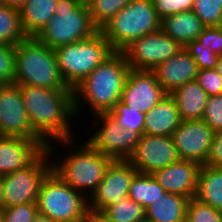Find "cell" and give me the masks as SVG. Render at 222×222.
Returning a JSON list of instances; mask_svg holds the SVG:
<instances>
[{
	"label": "cell",
	"instance_id": "cell-40",
	"mask_svg": "<svg viewBox=\"0 0 222 222\" xmlns=\"http://www.w3.org/2000/svg\"><path fill=\"white\" fill-rule=\"evenodd\" d=\"M204 165L222 167V129L215 132L210 153Z\"/></svg>",
	"mask_w": 222,
	"mask_h": 222
},
{
	"label": "cell",
	"instance_id": "cell-30",
	"mask_svg": "<svg viewBox=\"0 0 222 222\" xmlns=\"http://www.w3.org/2000/svg\"><path fill=\"white\" fill-rule=\"evenodd\" d=\"M109 114L123 129L136 131L140 136L144 134L145 113L128 109L122 101H118Z\"/></svg>",
	"mask_w": 222,
	"mask_h": 222
},
{
	"label": "cell",
	"instance_id": "cell-39",
	"mask_svg": "<svg viewBox=\"0 0 222 222\" xmlns=\"http://www.w3.org/2000/svg\"><path fill=\"white\" fill-rule=\"evenodd\" d=\"M198 40L218 56H222V26L205 27Z\"/></svg>",
	"mask_w": 222,
	"mask_h": 222
},
{
	"label": "cell",
	"instance_id": "cell-27",
	"mask_svg": "<svg viewBox=\"0 0 222 222\" xmlns=\"http://www.w3.org/2000/svg\"><path fill=\"white\" fill-rule=\"evenodd\" d=\"M25 38L20 11L0 4V44L16 46Z\"/></svg>",
	"mask_w": 222,
	"mask_h": 222
},
{
	"label": "cell",
	"instance_id": "cell-12",
	"mask_svg": "<svg viewBox=\"0 0 222 222\" xmlns=\"http://www.w3.org/2000/svg\"><path fill=\"white\" fill-rule=\"evenodd\" d=\"M137 169L128 160H113L95 191L88 197V209L102 212L129 194Z\"/></svg>",
	"mask_w": 222,
	"mask_h": 222
},
{
	"label": "cell",
	"instance_id": "cell-16",
	"mask_svg": "<svg viewBox=\"0 0 222 222\" xmlns=\"http://www.w3.org/2000/svg\"><path fill=\"white\" fill-rule=\"evenodd\" d=\"M165 95L153 71L130 69L120 101L127 105L128 109L146 114Z\"/></svg>",
	"mask_w": 222,
	"mask_h": 222
},
{
	"label": "cell",
	"instance_id": "cell-20",
	"mask_svg": "<svg viewBox=\"0 0 222 222\" xmlns=\"http://www.w3.org/2000/svg\"><path fill=\"white\" fill-rule=\"evenodd\" d=\"M181 122L174 97L166 94L145 114L144 134L172 136Z\"/></svg>",
	"mask_w": 222,
	"mask_h": 222
},
{
	"label": "cell",
	"instance_id": "cell-9",
	"mask_svg": "<svg viewBox=\"0 0 222 222\" xmlns=\"http://www.w3.org/2000/svg\"><path fill=\"white\" fill-rule=\"evenodd\" d=\"M53 143L55 142L48 144L25 168L3 175V208L37 203L41 183L52 170L51 158L55 154Z\"/></svg>",
	"mask_w": 222,
	"mask_h": 222
},
{
	"label": "cell",
	"instance_id": "cell-37",
	"mask_svg": "<svg viewBox=\"0 0 222 222\" xmlns=\"http://www.w3.org/2000/svg\"><path fill=\"white\" fill-rule=\"evenodd\" d=\"M196 81L208 96L222 94V77L216 69L198 70Z\"/></svg>",
	"mask_w": 222,
	"mask_h": 222
},
{
	"label": "cell",
	"instance_id": "cell-6",
	"mask_svg": "<svg viewBox=\"0 0 222 222\" xmlns=\"http://www.w3.org/2000/svg\"><path fill=\"white\" fill-rule=\"evenodd\" d=\"M80 146L73 145L72 149L75 147L76 151L65 154L63 160L52 161V171L88 198L100 184L113 159L103 155L88 141H83ZM76 147L80 149L77 150Z\"/></svg>",
	"mask_w": 222,
	"mask_h": 222
},
{
	"label": "cell",
	"instance_id": "cell-44",
	"mask_svg": "<svg viewBox=\"0 0 222 222\" xmlns=\"http://www.w3.org/2000/svg\"><path fill=\"white\" fill-rule=\"evenodd\" d=\"M215 69L220 74V76L222 77V56H219Z\"/></svg>",
	"mask_w": 222,
	"mask_h": 222
},
{
	"label": "cell",
	"instance_id": "cell-22",
	"mask_svg": "<svg viewBox=\"0 0 222 222\" xmlns=\"http://www.w3.org/2000/svg\"><path fill=\"white\" fill-rule=\"evenodd\" d=\"M171 95L177 103L182 121L202 120L209 96L196 80L182 85Z\"/></svg>",
	"mask_w": 222,
	"mask_h": 222
},
{
	"label": "cell",
	"instance_id": "cell-29",
	"mask_svg": "<svg viewBox=\"0 0 222 222\" xmlns=\"http://www.w3.org/2000/svg\"><path fill=\"white\" fill-rule=\"evenodd\" d=\"M131 0H92L88 3L93 24L100 30Z\"/></svg>",
	"mask_w": 222,
	"mask_h": 222
},
{
	"label": "cell",
	"instance_id": "cell-34",
	"mask_svg": "<svg viewBox=\"0 0 222 222\" xmlns=\"http://www.w3.org/2000/svg\"><path fill=\"white\" fill-rule=\"evenodd\" d=\"M37 214V203L13 205L3 208L2 222H33Z\"/></svg>",
	"mask_w": 222,
	"mask_h": 222
},
{
	"label": "cell",
	"instance_id": "cell-21",
	"mask_svg": "<svg viewBox=\"0 0 222 222\" xmlns=\"http://www.w3.org/2000/svg\"><path fill=\"white\" fill-rule=\"evenodd\" d=\"M205 27L192 10L165 16L161 20V30L182 47L198 39Z\"/></svg>",
	"mask_w": 222,
	"mask_h": 222
},
{
	"label": "cell",
	"instance_id": "cell-23",
	"mask_svg": "<svg viewBox=\"0 0 222 222\" xmlns=\"http://www.w3.org/2000/svg\"><path fill=\"white\" fill-rule=\"evenodd\" d=\"M58 0H27L20 11L27 37H37L56 14Z\"/></svg>",
	"mask_w": 222,
	"mask_h": 222
},
{
	"label": "cell",
	"instance_id": "cell-14",
	"mask_svg": "<svg viewBox=\"0 0 222 222\" xmlns=\"http://www.w3.org/2000/svg\"><path fill=\"white\" fill-rule=\"evenodd\" d=\"M0 136L42 140L32 129L19 86L0 85Z\"/></svg>",
	"mask_w": 222,
	"mask_h": 222
},
{
	"label": "cell",
	"instance_id": "cell-13",
	"mask_svg": "<svg viewBox=\"0 0 222 222\" xmlns=\"http://www.w3.org/2000/svg\"><path fill=\"white\" fill-rule=\"evenodd\" d=\"M179 159L172 136L143 134L127 160L138 172L152 175Z\"/></svg>",
	"mask_w": 222,
	"mask_h": 222
},
{
	"label": "cell",
	"instance_id": "cell-33",
	"mask_svg": "<svg viewBox=\"0 0 222 222\" xmlns=\"http://www.w3.org/2000/svg\"><path fill=\"white\" fill-rule=\"evenodd\" d=\"M184 48L194 58L198 70L216 68L219 56L214 54L210 47L204 46L198 39L189 42Z\"/></svg>",
	"mask_w": 222,
	"mask_h": 222
},
{
	"label": "cell",
	"instance_id": "cell-32",
	"mask_svg": "<svg viewBox=\"0 0 222 222\" xmlns=\"http://www.w3.org/2000/svg\"><path fill=\"white\" fill-rule=\"evenodd\" d=\"M185 222H222V211L192 197L187 203Z\"/></svg>",
	"mask_w": 222,
	"mask_h": 222
},
{
	"label": "cell",
	"instance_id": "cell-45",
	"mask_svg": "<svg viewBox=\"0 0 222 222\" xmlns=\"http://www.w3.org/2000/svg\"><path fill=\"white\" fill-rule=\"evenodd\" d=\"M3 201V176L0 175V207H2Z\"/></svg>",
	"mask_w": 222,
	"mask_h": 222
},
{
	"label": "cell",
	"instance_id": "cell-28",
	"mask_svg": "<svg viewBox=\"0 0 222 222\" xmlns=\"http://www.w3.org/2000/svg\"><path fill=\"white\" fill-rule=\"evenodd\" d=\"M102 212L110 222H146L145 208L128 196L119 199Z\"/></svg>",
	"mask_w": 222,
	"mask_h": 222
},
{
	"label": "cell",
	"instance_id": "cell-41",
	"mask_svg": "<svg viewBox=\"0 0 222 222\" xmlns=\"http://www.w3.org/2000/svg\"><path fill=\"white\" fill-rule=\"evenodd\" d=\"M83 222H110L108 218L103 214V212L93 211L88 209L85 214L84 218L82 219Z\"/></svg>",
	"mask_w": 222,
	"mask_h": 222
},
{
	"label": "cell",
	"instance_id": "cell-11",
	"mask_svg": "<svg viewBox=\"0 0 222 222\" xmlns=\"http://www.w3.org/2000/svg\"><path fill=\"white\" fill-rule=\"evenodd\" d=\"M94 116L101 127L88 138V142L105 156L113 160H127L140 140V135L133 130L123 129L109 114L99 113Z\"/></svg>",
	"mask_w": 222,
	"mask_h": 222
},
{
	"label": "cell",
	"instance_id": "cell-3",
	"mask_svg": "<svg viewBox=\"0 0 222 222\" xmlns=\"http://www.w3.org/2000/svg\"><path fill=\"white\" fill-rule=\"evenodd\" d=\"M13 84L70 89L61 78L54 49L37 37H27L15 46Z\"/></svg>",
	"mask_w": 222,
	"mask_h": 222
},
{
	"label": "cell",
	"instance_id": "cell-47",
	"mask_svg": "<svg viewBox=\"0 0 222 222\" xmlns=\"http://www.w3.org/2000/svg\"><path fill=\"white\" fill-rule=\"evenodd\" d=\"M90 1H92V0H81V2L84 4H88Z\"/></svg>",
	"mask_w": 222,
	"mask_h": 222
},
{
	"label": "cell",
	"instance_id": "cell-17",
	"mask_svg": "<svg viewBox=\"0 0 222 222\" xmlns=\"http://www.w3.org/2000/svg\"><path fill=\"white\" fill-rule=\"evenodd\" d=\"M43 140L0 136V175L28 166L45 148Z\"/></svg>",
	"mask_w": 222,
	"mask_h": 222
},
{
	"label": "cell",
	"instance_id": "cell-38",
	"mask_svg": "<svg viewBox=\"0 0 222 222\" xmlns=\"http://www.w3.org/2000/svg\"><path fill=\"white\" fill-rule=\"evenodd\" d=\"M155 12L162 20L165 16L191 11L194 0H153Z\"/></svg>",
	"mask_w": 222,
	"mask_h": 222
},
{
	"label": "cell",
	"instance_id": "cell-5",
	"mask_svg": "<svg viewBox=\"0 0 222 222\" xmlns=\"http://www.w3.org/2000/svg\"><path fill=\"white\" fill-rule=\"evenodd\" d=\"M161 30V19L153 0H131L100 31L114 51L121 52L131 42Z\"/></svg>",
	"mask_w": 222,
	"mask_h": 222
},
{
	"label": "cell",
	"instance_id": "cell-43",
	"mask_svg": "<svg viewBox=\"0 0 222 222\" xmlns=\"http://www.w3.org/2000/svg\"><path fill=\"white\" fill-rule=\"evenodd\" d=\"M33 222H57V221H55V220L51 219L50 217H47L46 215H43V214L38 212V214L36 215Z\"/></svg>",
	"mask_w": 222,
	"mask_h": 222
},
{
	"label": "cell",
	"instance_id": "cell-8",
	"mask_svg": "<svg viewBox=\"0 0 222 222\" xmlns=\"http://www.w3.org/2000/svg\"><path fill=\"white\" fill-rule=\"evenodd\" d=\"M37 209L57 222H77L88 210V198L51 170L41 183Z\"/></svg>",
	"mask_w": 222,
	"mask_h": 222
},
{
	"label": "cell",
	"instance_id": "cell-24",
	"mask_svg": "<svg viewBox=\"0 0 222 222\" xmlns=\"http://www.w3.org/2000/svg\"><path fill=\"white\" fill-rule=\"evenodd\" d=\"M189 198L164 193L145 209L146 222H185Z\"/></svg>",
	"mask_w": 222,
	"mask_h": 222
},
{
	"label": "cell",
	"instance_id": "cell-35",
	"mask_svg": "<svg viewBox=\"0 0 222 222\" xmlns=\"http://www.w3.org/2000/svg\"><path fill=\"white\" fill-rule=\"evenodd\" d=\"M15 46L0 44V85L13 84Z\"/></svg>",
	"mask_w": 222,
	"mask_h": 222
},
{
	"label": "cell",
	"instance_id": "cell-31",
	"mask_svg": "<svg viewBox=\"0 0 222 222\" xmlns=\"http://www.w3.org/2000/svg\"><path fill=\"white\" fill-rule=\"evenodd\" d=\"M192 11L206 27L222 26V0H194Z\"/></svg>",
	"mask_w": 222,
	"mask_h": 222
},
{
	"label": "cell",
	"instance_id": "cell-19",
	"mask_svg": "<svg viewBox=\"0 0 222 222\" xmlns=\"http://www.w3.org/2000/svg\"><path fill=\"white\" fill-rule=\"evenodd\" d=\"M153 72L164 92L171 94L189 81L196 80L198 68L194 58L183 47L173 57L160 63Z\"/></svg>",
	"mask_w": 222,
	"mask_h": 222
},
{
	"label": "cell",
	"instance_id": "cell-10",
	"mask_svg": "<svg viewBox=\"0 0 222 222\" xmlns=\"http://www.w3.org/2000/svg\"><path fill=\"white\" fill-rule=\"evenodd\" d=\"M183 47L162 30L142 36L121 52L130 69L153 71L160 63L177 54Z\"/></svg>",
	"mask_w": 222,
	"mask_h": 222
},
{
	"label": "cell",
	"instance_id": "cell-2",
	"mask_svg": "<svg viewBox=\"0 0 222 222\" xmlns=\"http://www.w3.org/2000/svg\"><path fill=\"white\" fill-rule=\"evenodd\" d=\"M129 70L125 56L118 51L98 65L73 89L75 116L82 114L80 109L85 101L94 115L109 113L121 100Z\"/></svg>",
	"mask_w": 222,
	"mask_h": 222
},
{
	"label": "cell",
	"instance_id": "cell-46",
	"mask_svg": "<svg viewBox=\"0 0 222 222\" xmlns=\"http://www.w3.org/2000/svg\"><path fill=\"white\" fill-rule=\"evenodd\" d=\"M3 220V207H0V222Z\"/></svg>",
	"mask_w": 222,
	"mask_h": 222
},
{
	"label": "cell",
	"instance_id": "cell-15",
	"mask_svg": "<svg viewBox=\"0 0 222 222\" xmlns=\"http://www.w3.org/2000/svg\"><path fill=\"white\" fill-rule=\"evenodd\" d=\"M215 132L203 120L182 121L172 138L180 159L204 165L209 156Z\"/></svg>",
	"mask_w": 222,
	"mask_h": 222
},
{
	"label": "cell",
	"instance_id": "cell-1",
	"mask_svg": "<svg viewBox=\"0 0 222 222\" xmlns=\"http://www.w3.org/2000/svg\"><path fill=\"white\" fill-rule=\"evenodd\" d=\"M19 89L30 125L47 145L55 140L65 147L75 144L70 121L76 117L72 89L29 85H21Z\"/></svg>",
	"mask_w": 222,
	"mask_h": 222
},
{
	"label": "cell",
	"instance_id": "cell-26",
	"mask_svg": "<svg viewBox=\"0 0 222 222\" xmlns=\"http://www.w3.org/2000/svg\"><path fill=\"white\" fill-rule=\"evenodd\" d=\"M164 193L163 187L153 175L137 172L131 181L128 197L146 209Z\"/></svg>",
	"mask_w": 222,
	"mask_h": 222
},
{
	"label": "cell",
	"instance_id": "cell-25",
	"mask_svg": "<svg viewBox=\"0 0 222 222\" xmlns=\"http://www.w3.org/2000/svg\"><path fill=\"white\" fill-rule=\"evenodd\" d=\"M195 198L222 211V167L200 166Z\"/></svg>",
	"mask_w": 222,
	"mask_h": 222
},
{
	"label": "cell",
	"instance_id": "cell-4",
	"mask_svg": "<svg viewBox=\"0 0 222 222\" xmlns=\"http://www.w3.org/2000/svg\"><path fill=\"white\" fill-rule=\"evenodd\" d=\"M54 52L61 78L73 90L115 51L99 30L90 38L57 47Z\"/></svg>",
	"mask_w": 222,
	"mask_h": 222
},
{
	"label": "cell",
	"instance_id": "cell-7",
	"mask_svg": "<svg viewBox=\"0 0 222 222\" xmlns=\"http://www.w3.org/2000/svg\"><path fill=\"white\" fill-rule=\"evenodd\" d=\"M98 31L92 22L88 4L81 0H58L56 14L37 38L56 49L90 38Z\"/></svg>",
	"mask_w": 222,
	"mask_h": 222
},
{
	"label": "cell",
	"instance_id": "cell-18",
	"mask_svg": "<svg viewBox=\"0 0 222 222\" xmlns=\"http://www.w3.org/2000/svg\"><path fill=\"white\" fill-rule=\"evenodd\" d=\"M200 164L192 160L179 159L152 174L166 193L187 198L195 197Z\"/></svg>",
	"mask_w": 222,
	"mask_h": 222
},
{
	"label": "cell",
	"instance_id": "cell-36",
	"mask_svg": "<svg viewBox=\"0 0 222 222\" xmlns=\"http://www.w3.org/2000/svg\"><path fill=\"white\" fill-rule=\"evenodd\" d=\"M202 120L214 132L222 129V94L208 97Z\"/></svg>",
	"mask_w": 222,
	"mask_h": 222
},
{
	"label": "cell",
	"instance_id": "cell-42",
	"mask_svg": "<svg viewBox=\"0 0 222 222\" xmlns=\"http://www.w3.org/2000/svg\"><path fill=\"white\" fill-rule=\"evenodd\" d=\"M26 1L27 0H3V4L10 8L20 10Z\"/></svg>",
	"mask_w": 222,
	"mask_h": 222
}]
</instances>
